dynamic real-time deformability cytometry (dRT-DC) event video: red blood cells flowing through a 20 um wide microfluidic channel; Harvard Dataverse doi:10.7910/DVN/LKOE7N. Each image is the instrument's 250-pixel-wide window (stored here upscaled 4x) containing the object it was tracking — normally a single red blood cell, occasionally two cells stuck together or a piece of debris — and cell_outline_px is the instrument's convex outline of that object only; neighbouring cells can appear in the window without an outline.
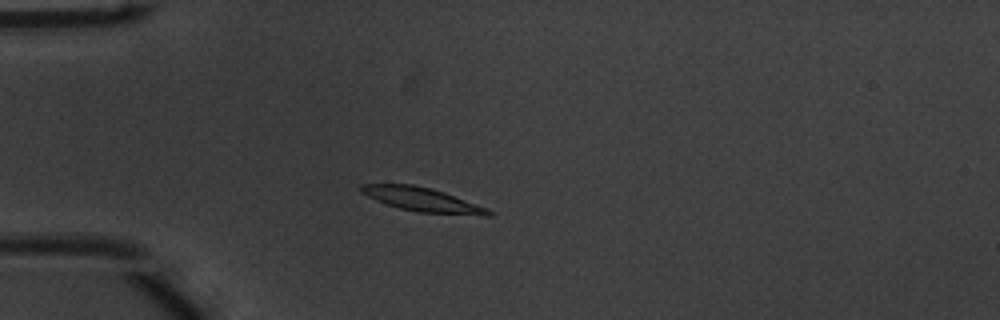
{"species": "common noctule bat (a hibernating species)", "species_latin": "Nyctalus noctula", "temperature_condition": "warm", "stored_images_in_passage": 49, "camera_frame_rate_fps": 3000, "um_per_image_px": 0.085, "animal": {"sex": "male", "body_mass_g": 20.1, "forearm_length_mm": 53.5}, "frame": {"image": 1, "passage_image": 11, "time_ms": 3.333, "image_size_px": [1000, 320], "cell_outline_px": [[496, 212], [492, 216], [480, 216], [416, 212], [400, 208], [376, 200], [360, 192], [356, 188], [360, 184], [412, 184], [432, 188], [444, 192], [488, 208]], "centroid_in_image_um": [35.94, 16.97], "position_along_channel_um": 49.1, "area_um2": 18.09}}
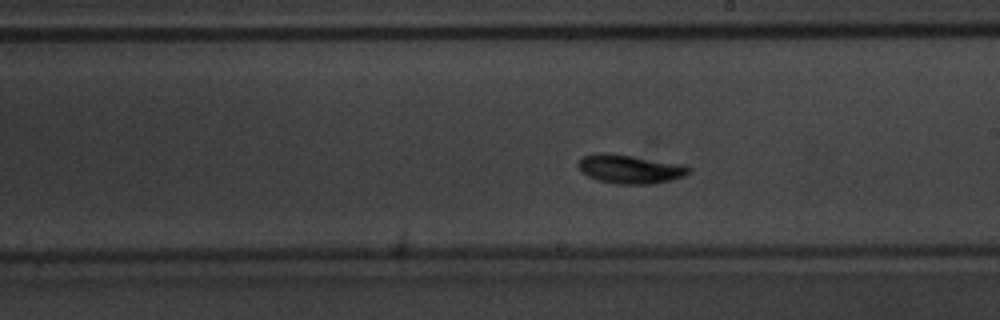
{"frame": {"image": 2, "passage_image": 27, "time_ms": 8.667, "image_size_px": [1000, 320], "cell_outline_px": [[692, 172], [684, 176], [672, 180], [656, 184], [616, 184], [600, 180], [588, 176], [576, 164], [584, 156], [596, 152], [608, 152], [688, 164], [692, 168]], "centroid_in_image_um": [53.65, 14.35], "position_along_channel_um": 235.4, "area_um2": 19.02}}
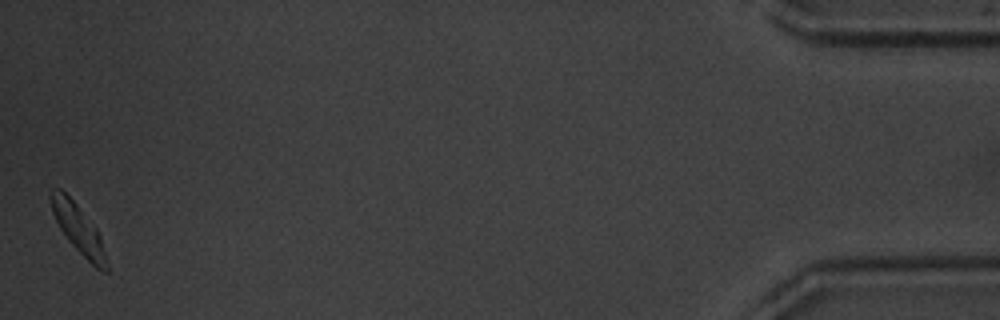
{"frame": {"image": 3, "passage_image": 49, "time_ms": 16.0, "image_size_px": [1000, 320], "cell_outline_px": [[108, 272], [104, 272], [96, 268], [68, 240], [60, 228], [52, 212], [48, 196], [52, 188], [60, 188], [76, 204], [96, 228], [100, 236], [108, 264]], "centroid_in_image_um": [6.64, 19.44], "position_along_channel_um": 428.6, "area_um2": 15.55}, "authors_computed_cell_mechanics": {"area_um2": 17.1088, "velocity_mm_per_s": 3.8139, "shape_relaxation_time_tau1_ms": 4.9014, "shape_relaxation_time_tau2_ms": 5.339, "deformation_change_tau1": 0.238, "deformation_change_tau2": 0.0959}}